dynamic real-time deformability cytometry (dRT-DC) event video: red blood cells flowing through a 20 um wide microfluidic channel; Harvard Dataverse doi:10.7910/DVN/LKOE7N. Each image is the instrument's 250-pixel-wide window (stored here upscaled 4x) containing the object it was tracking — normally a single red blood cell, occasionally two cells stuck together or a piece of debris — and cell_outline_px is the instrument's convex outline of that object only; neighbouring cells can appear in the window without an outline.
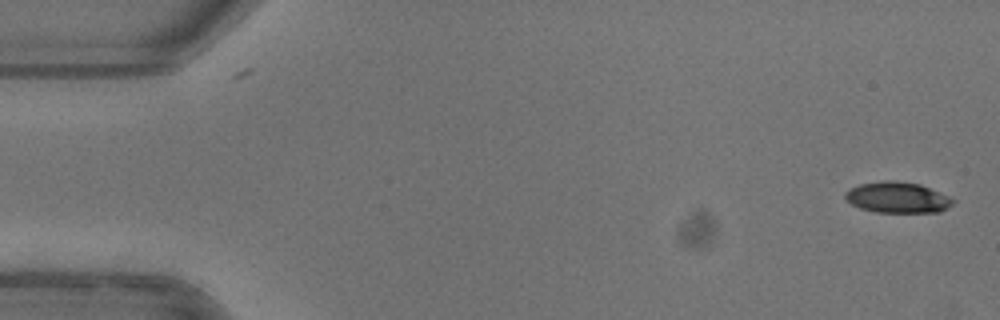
{"species": "common noctule bat (a hibernating species)", "species_latin": "Nyctalus noctula", "temperature_condition": "warm", "stored_images_in_passage": 10, "camera_frame_rate_fps": 3000, "um_per_image_px": 0.085, "animal": {"sex": "female"}, "frame": {"image": 1, "passage_image": 1, "time_ms": 0.0, "image_size_px": [1000, 320], "cell_outline_px": [[956, 200], [952, 204], [940, 212], [876, 212], [860, 208], [844, 200], [844, 192], [848, 188], [860, 184], [884, 180], [896, 180], [920, 184], [948, 196]], "centroid_in_image_um": [76.24, 16.77], "position_along_channel_um": 8.8, "area_um2": 19.54}}